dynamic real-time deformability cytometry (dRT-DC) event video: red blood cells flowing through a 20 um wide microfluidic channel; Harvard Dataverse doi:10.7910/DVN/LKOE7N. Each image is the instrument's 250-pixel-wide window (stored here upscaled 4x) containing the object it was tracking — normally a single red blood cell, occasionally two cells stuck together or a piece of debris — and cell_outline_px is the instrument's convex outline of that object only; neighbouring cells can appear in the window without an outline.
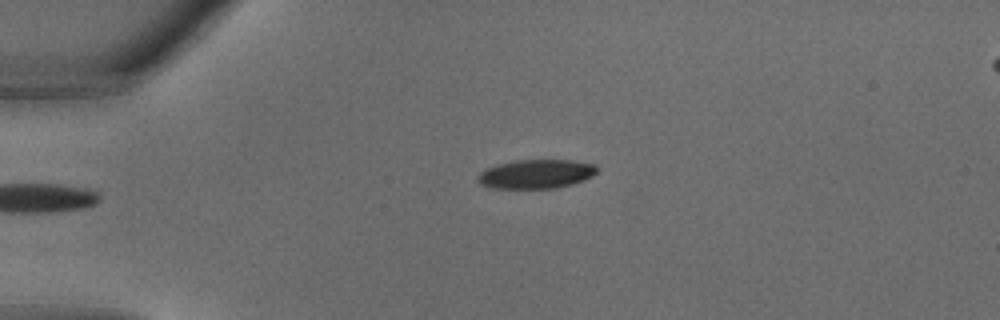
{"species": "common noctule bat (a hibernating species)", "species_latin": "Nyctalus noctula", "temperature_condition": "warm", "stored_images_in_passage": 24, "camera_frame_rate_fps": 3000, "um_per_image_px": 0.085, "animal": {"sex": "male", "body_mass_g": 18.8}, "frame": {"image": 1, "passage_image": 1, "time_ms": 0.0, "image_size_px": [1000, 320], "cell_outline_px": [[596, 172], [592, 176], [584, 180], [572, 184], [556, 188], [488, 188], [480, 184], [476, 180], [476, 176], [480, 172], [496, 164], [516, 160], [568, 160], [596, 164]], "centroid_in_image_um": [45.52, 14.79], "position_along_channel_um": 39.5, "area_um2": 20.23}}
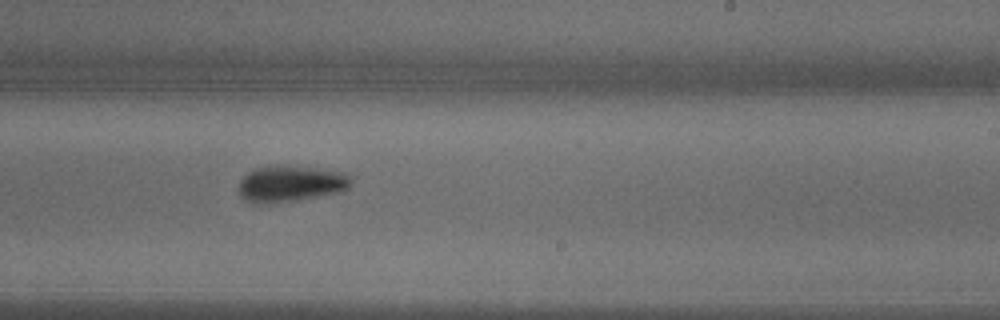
{"frame": {"image": 2, "passage_image": 14, "time_ms": 4.333, "image_size_px": [1000, 320], "cell_outline_px": [[352, 184], [344, 192], [296, 200], [268, 204], [252, 204], [244, 200], [240, 196], [236, 188], [240, 180], [252, 168], [272, 164], [344, 172], [352, 176]], "centroid_in_image_um": [24.65, 15.63], "position_along_channel_um": 264.3, "area_um2": 24.39}}
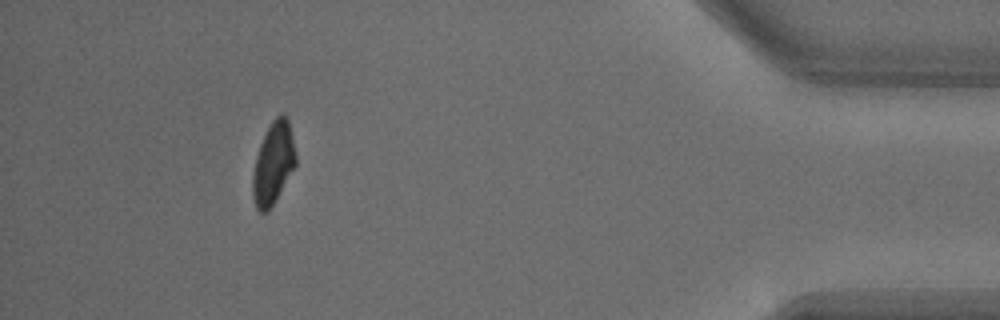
{"frame": {"image": 3, "passage_image": 24, "time_ms": 7.667, "image_size_px": [1000, 320], "cell_outline_px": [[296, 164], [276, 200], [268, 212], [260, 212], [256, 208], [252, 196], [252, 176], [256, 156], [260, 144], [272, 120], [280, 112], [284, 112], [288, 120], [296, 156]], "centroid_in_image_um": [23.21, 13.89], "position_along_channel_um": 412.0, "area_um2": 20.52}}